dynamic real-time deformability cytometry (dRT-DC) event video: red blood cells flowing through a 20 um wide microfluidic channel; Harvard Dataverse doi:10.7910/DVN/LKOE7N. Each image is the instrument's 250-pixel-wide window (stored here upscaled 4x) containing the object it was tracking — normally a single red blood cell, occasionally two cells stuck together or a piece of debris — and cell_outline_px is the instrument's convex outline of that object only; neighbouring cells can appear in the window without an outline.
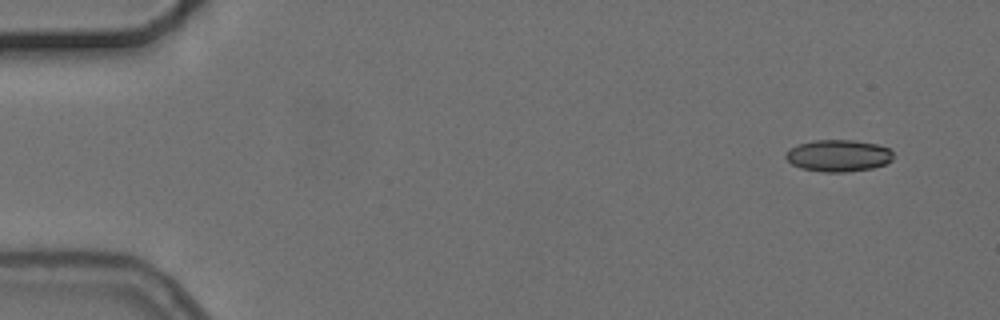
{"species": "common noctule bat (a hibernating species)", "species_latin": "Nyctalus noctula", "temperature_condition": "cold", "stored_images_in_passage": 5, "camera_frame_rate_fps": 3000, "um_per_image_px": 0.085, "animal": {"sex": "female", "body_mass_g": 24.6, "forearm_length_mm": 56.2}, "frame": {"image": 1, "passage_image": 1, "time_ms": 0.0, "image_size_px": [1000, 320], "cell_outline_px": [[892, 160], [888, 164], [872, 168], [844, 172], [824, 172], [800, 168], [792, 164], [784, 156], [784, 152], [796, 144], [812, 140], [856, 140], [876, 144], [888, 148], [892, 152]], "centroid_in_image_um": [71.23, 13.22], "position_along_channel_um": 13.8, "area_um2": 20.17}}
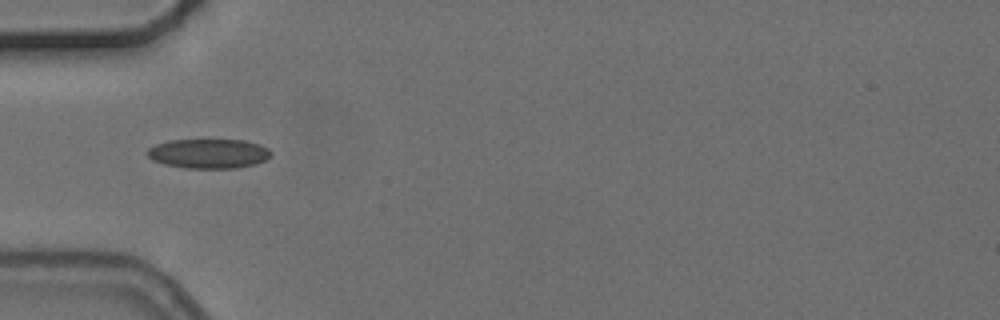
{"frame": {"image": 2, "passage_image": 5, "time_ms": 4.667, "image_size_px": [1000, 320], "cell_outline_px": [[272, 156], [268, 160], [256, 164], [236, 168], [184, 168], [164, 164], [152, 160], [144, 152], [148, 148], [156, 144], [168, 140], [244, 140], [260, 144], [268, 148], [272, 152]], "centroid_in_image_um": [17.75, 13.06], "position_along_channel_um": 67.2, "area_um2": 21.62}}